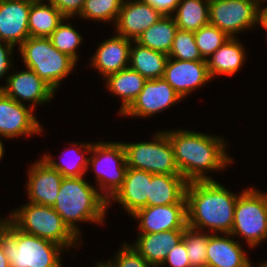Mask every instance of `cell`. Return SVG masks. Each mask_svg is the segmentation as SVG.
Here are the masks:
<instances>
[{
	"label": "cell",
	"instance_id": "obj_39",
	"mask_svg": "<svg viewBox=\"0 0 267 267\" xmlns=\"http://www.w3.org/2000/svg\"><path fill=\"white\" fill-rule=\"evenodd\" d=\"M144 3L151 5L162 15H171L178 6L180 0H142ZM172 12V13H171Z\"/></svg>",
	"mask_w": 267,
	"mask_h": 267
},
{
	"label": "cell",
	"instance_id": "obj_24",
	"mask_svg": "<svg viewBox=\"0 0 267 267\" xmlns=\"http://www.w3.org/2000/svg\"><path fill=\"white\" fill-rule=\"evenodd\" d=\"M245 51L238 39L229 38L217 51L206 59L208 73L212 79L215 75H233L245 62ZM212 57V58H211Z\"/></svg>",
	"mask_w": 267,
	"mask_h": 267
},
{
	"label": "cell",
	"instance_id": "obj_40",
	"mask_svg": "<svg viewBox=\"0 0 267 267\" xmlns=\"http://www.w3.org/2000/svg\"><path fill=\"white\" fill-rule=\"evenodd\" d=\"M14 46L6 43H0V78L7 73L9 70L8 68L11 67V55H12V48Z\"/></svg>",
	"mask_w": 267,
	"mask_h": 267
},
{
	"label": "cell",
	"instance_id": "obj_3",
	"mask_svg": "<svg viewBox=\"0 0 267 267\" xmlns=\"http://www.w3.org/2000/svg\"><path fill=\"white\" fill-rule=\"evenodd\" d=\"M90 186L83 176L64 177L56 202L52 208L60 215L64 223L77 236L80 235L74 222L92 221L103 223L108 200Z\"/></svg>",
	"mask_w": 267,
	"mask_h": 267
},
{
	"label": "cell",
	"instance_id": "obj_46",
	"mask_svg": "<svg viewBox=\"0 0 267 267\" xmlns=\"http://www.w3.org/2000/svg\"><path fill=\"white\" fill-rule=\"evenodd\" d=\"M256 1H257L258 3H259V2H261V3H262V1H266V0H256Z\"/></svg>",
	"mask_w": 267,
	"mask_h": 267
},
{
	"label": "cell",
	"instance_id": "obj_35",
	"mask_svg": "<svg viewBox=\"0 0 267 267\" xmlns=\"http://www.w3.org/2000/svg\"><path fill=\"white\" fill-rule=\"evenodd\" d=\"M114 262L97 263L99 267H154L130 244H124Z\"/></svg>",
	"mask_w": 267,
	"mask_h": 267
},
{
	"label": "cell",
	"instance_id": "obj_19",
	"mask_svg": "<svg viewBox=\"0 0 267 267\" xmlns=\"http://www.w3.org/2000/svg\"><path fill=\"white\" fill-rule=\"evenodd\" d=\"M132 41L120 35L105 40L99 45L92 58V67L99 70L104 78L128 68Z\"/></svg>",
	"mask_w": 267,
	"mask_h": 267
},
{
	"label": "cell",
	"instance_id": "obj_29",
	"mask_svg": "<svg viewBox=\"0 0 267 267\" xmlns=\"http://www.w3.org/2000/svg\"><path fill=\"white\" fill-rule=\"evenodd\" d=\"M175 11L173 18L180 30L195 32L209 24V0H180Z\"/></svg>",
	"mask_w": 267,
	"mask_h": 267
},
{
	"label": "cell",
	"instance_id": "obj_26",
	"mask_svg": "<svg viewBox=\"0 0 267 267\" xmlns=\"http://www.w3.org/2000/svg\"><path fill=\"white\" fill-rule=\"evenodd\" d=\"M107 88L123 99L120 114H123L135 101L143 89L146 79L130 67L106 77Z\"/></svg>",
	"mask_w": 267,
	"mask_h": 267
},
{
	"label": "cell",
	"instance_id": "obj_4",
	"mask_svg": "<svg viewBox=\"0 0 267 267\" xmlns=\"http://www.w3.org/2000/svg\"><path fill=\"white\" fill-rule=\"evenodd\" d=\"M0 244L10 267H61L62 246L24 233L8 219L0 226Z\"/></svg>",
	"mask_w": 267,
	"mask_h": 267
},
{
	"label": "cell",
	"instance_id": "obj_9",
	"mask_svg": "<svg viewBox=\"0 0 267 267\" xmlns=\"http://www.w3.org/2000/svg\"><path fill=\"white\" fill-rule=\"evenodd\" d=\"M153 138L152 142L123 143L127 166L152 174H180L166 132H158Z\"/></svg>",
	"mask_w": 267,
	"mask_h": 267
},
{
	"label": "cell",
	"instance_id": "obj_1",
	"mask_svg": "<svg viewBox=\"0 0 267 267\" xmlns=\"http://www.w3.org/2000/svg\"><path fill=\"white\" fill-rule=\"evenodd\" d=\"M174 150V159L180 174L189 182L214 181L204 175L205 170L217 171L231 163L222 138L194 131H167Z\"/></svg>",
	"mask_w": 267,
	"mask_h": 267
},
{
	"label": "cell",
	"instance_id": "obj_41",
	"mask_svg": "<svg viewBox=\"0 0 267 267\" xmlns=\"http://www.w3.org/2000/svg\"><path fill=\"white\" fill-rule=\"evenodd\" d=\"M259 24L267 30V6L261 9Z\"/></svg>",
	"mask_w": 267,
	"mask_h": 267
},
{
	"label": "cell",
	"instance_id": "obj_13",
	"mask_svg": "<svg viewBox=\"0 0 267 267\" xmlns=\"http://www.w3.org/2000/svg\"><path fill=\"white\" fill-rule=\"evenodd\" d=\"M33 110L0 90V135L14 138L41 132V126L33 115Z\"/></svg>",
	"mask_w": 267,
	"mask_h": 267
},
{
	"label": "cell",
	"instance_id": "obj_21",
	"mask_svg": "<svg viewBox=\"0 0 267 267\" xmlns=\"http://www.w3.org/2000/svg\"><path fill=\"white\" fill-rule=\"evenodd\" d=\"M184 235V230H168L158 233H140L133 246L154 267L162 266L168 253Z\"/></svg>",
	"mask_w": 267,
	"mask_h": 267
},
{
	"label": "cell",
	"instance_id": "obj_47",
	"mask_svg": "<svg viewBox=\"0 0 267 267\" xmlns=\"http://www.w3.org/2000/svg\"><path fill=\"white\" fill-rule=\"evenodd\" d=\"M4 222V219H3V221L2 220H0V226L2 225V223Z\"/></svg>",
	"mask_w": 267,
	"mask_h": 267
},
{
	"label": "cell",
	"instance_id": "obj_6",
	"mask_svg": "<svg viewBox=\"0 0 267 267\" xmlns=\"http://www.w3.org/2000/svg\"><path fill=\"white\" fill-rule=\"evenodd\" d=\"M19 50L26 68L34 71L54 90L76 65L67 54L58 51L49 38L29 37Z\"/></svg>",
	"mask_w": 267,
	"mask_h": 267
},
{
	"label": "cell",
	"instance_id": "obj_38",
	"mask_svg": "<svg viewBox=\"0 0 267 267\" xmlns=\"http://www.w3.org/2000/svg\"><path fill=\"white\" fill-rule=\"evenodd\" d=\"M85 0H49L66 18L79 15Z\"/></svg>",
	"mask_w": 267,
	"mask_h": 267
},
{
	"label": "cell",
	"instance_id": "obj_16",
	"mask_svg": "<svg viewBox=\"0 0 267 267\" xmlns=\"http://www.w3.org/2000/svg\"><path fill=\"white\" fill-rule=\"evenodd\" d=\"M28 174L27 188L30 203L52 207L64 178L62 174L44 158L32 165Z\"/></svg>",
	"mask_w": 267,
	"mask_h": 267
},
{
	"label": "cell",
	"instance_id": "obj_15",
	"mask_svg": "<svg viewBox=\"0 0 267 267\" xmlns=\"http://www.w3.org/2000/svg\"><path fill=\"white\" fill-rule=\"evenodd\" d=\"M163 78L181 98L211 79L206 61L172 60L170 57Z\"/></svg>",
	"mask_w": 267,
	"mask_h": 267
},
{
	"label": "cell",
	"instance_id": "obj_43",
	"mask_svg": "<svg viewBox=\"0 0 267 267\" xmlns=\"http://www.w3.org/2000/svg\"><path fill=\"white\" fill-rule=\"evenodd\" d=\"M3 153H4V147H3L2 142L0 141V160H1L2 156H3Z\"/></svg>",
	"mask_w": 267,
	"mask_h": 267
},
{
	"label": "cell",
	"instance_id": "obj_2",
	"mask_svg": "<svg viewBox=\"0 0 267 267\" xmlns=\"http://www.w3.org/2000/svg\"><path fill=\"white\" fill-rule=\"evenodd\" d=\"M187 226L196 230L210 228L230 234L237 196L218 182H189L185 192Z\"/></svg>",
	"mask_w": 267,
	"mask_h": 267
},
{
	"label": "cell",
	"instance_id": "obj_11",
	"mask_svg": "<svg viewBox=\"0 0 267 267\" xmlns=\"http://www.w3.org/2000/svg\"><path fill=\"white\" fill-rule=\"evenodd\" d=\"M182 99L164 79L146 80L143 89L123 115L146 117L169 108Z\"/></svg>",
	"mask_w": 267,
	"mask_h": 267
},
{
	"label": "cell",
	"instance_id": "obj_30",
	"mask_svg": "<svg viewBox=\"0 0 267 267\" xmlns=\"http://www.w3.org/2000/svg\"><path fill=\"white\" fill-rule=\"evenodd\" d=\"M210 235L199 230L186 227L184 229L183 241L187 251L191 267H207V244Z\"/></svg>",
	"mask_w": 267,
	"mask_h": 267
},
{
	"label": "cell",
	"instance_id": "obj_37",
	"mask_svg": "<svg viewBox=\"0 0 267 267\" xmlns=\"http://www.w3.org/2000/svg\"><path fill=\"white\" fill-rule=\"evenodd\" d=\"M166 263L170 264L169 266L171 267H191L183 240L175 245L173 250L168 253L163 264Z\"/></svg>",
	"mask_w": 267,
	"mask_h": 267
},
{
	"label": "cell",
	"instance_id": "obj_7",
	"mask_svg": "<svg viewBox=\"0 0 267 267\" xmlns=\"http://www.w3.org/2000/svg\"><path fill=\"white\" fill-rule=\"evenodd\" d=\"M79 147L85 148L83 152L87 149L94 153V157L88 159V164L92 163L90 168L95 170L98 187L103 191L102 194L106 191L107 194H104V197L110 204L111 198L122 187L128 168L123 143L98 142L96 144H80Z\"/></svg>",
	"mask_w": 267,
	"mask_h": 267
},
{
	"label": "cell",
	"instance_id": "obj_44",
	"mask_svg": "<svg viewBox=\"0 0 267 267\" xmlns=\"http://www.w3.org/2000/svg\"><path fill=\"white\" fill-rule=\"evenodd\" d=\"M259 267H267V261L265 263L260 264Z\"/></svg>",
	"mask_w": 267,
	"mask_h": 267
},
{
	"label": "cell",
	"instance_id": "obj_27",
	"mask_svg": "<svg viewBox=\"0 0 267 267\" xmlns=\"http://www.w3.org/2000/svg\"><path fill=\"white\" fill-rule=\"evenodd\" d=\"M178 27L172 15H163L134 42L152 50L169 54Z\"/></svg>",
	"mask_w": 267,
	"mask_h": 267
},
{
	"label": "cell",
	"instance_id": "obj_25",
	"mask_svg": "<svg viewBox=\"0 0 267 267\" xmlns=\"http://www.w3.org/2000/svg\"><path fill=\"white\" fill-rule=\"evenodd\" d=\"M43 0H33L28 17L30 37L48 38L66 18L53 4H42Z\"/></svg>",
	"mask_w": 267,
	"mask_h": 267
},
{
	"label": "cell",
	"instance_id": "obj_23",
	"mask_svg": "<svg viewBox=\"0 0 267 267\" xmlns=\"http://www.w3.org/2000/svg\"><path fill=\"white\" fill-rule=\"evenodd\" d=\"M243 248L225 236L210 235L207 244V267H251Z\"/></svg>",
	"mask_w": 267,
	"mask_h": 267
},
{
	"label": "cell",
	"instance_id": "obj_10",
	"mask_svg": "<svg viewBox=\"0 0 267 267\" xmlns=\"http://www.w3.org/2000/svg\"><path fill=\"white\" fill-rule=\"evenodd\" d=\"M259 4L256 0H209V23L229 38L236 37L235 33L259 23Z\"/></svg>",
	"mask_w": 267,
	"mask_h": 267
},
{
	"label": "cell",
	"instance_id": "obj_17",
	"mask_svg": "<svg viewBox=\"0 0 267 267\" xmlns=\"http://www.w3.org/2000/svg\"><path fill=\"white\" fill-rule=\"evenodd\" d=\"M33 0H0V34L3 41L19 46L29 37L28 17Z\"/></svg>",
	"mask_w": 267,
	"mask_h": 267
},
{
	"label": "cell",
	"instance_id": "obj_36",
	"mask_svg": "<svg viewBox=\"0 0 267 267\" xmlns=\"http://www.w3.org/2000/svg\"><path fill=\"white\" fill-rule=\"evenodd\" d=\"M72 153L79 154L78 150L75 148L72 149ZM82 157H80L79 160H76L75 163H64L62 161V164H59L58 162H55L50 155H44V159L57 171H59L63 177H80L84 176L85 172L88 170V159L85 158L83 154H81ZM77 159V158H76ZM64 163V164H63Z\"/></svg>",
	"mask_w": 267,
	"mask_h": 267
},
{
	"label": "cell",
	"instance_id": "obj_12",
	"mask_svg": "<svg viewBox=\"0 0 267 267\" xmlns=\"http://www.w3.org/2000/svg\"><path fill=\"white\" fill-rule=\"evenodd\" d=\"M139 219V233L184 230L187 227L186 203L146 206L133 214Z\"/></svg>",
	"mask_w": 267,
	"mask_h": 267
},
{
	"label": "cell",
	"instance_id": "obj_18",
	"mask_svg": "<svg viewBox=\"0 0 267 267\" xmlns=\"http://www.w3.org/2000/svg\"><path fill=\"white\" fill-rule=\"evenodd\" d=\"M163 15L142 0H124L116 21L117 33L135 41Z\"/></svg>",
	"mask_w": 267,
	"mask_h": 267
},
{
	"label": "cell",
	"instance_id": "obj_45",
	"mask_svg": "<svg viewBox=\"0 0 267 267\" xmlns=\"http://www.w3.org/2000/svg\"><path fill=\"white\" fill-rule=\"evenodd\" d=\"M0 42H1V43H5V42L3 41V38H2V36H1V34H0Z\"/></svg>",
	"mask_w": 267,
	"mask_h": 267
},
{
	"label": "cell",
	"instance_id": "obj_31",
	"mask_svg": "<svg viewBox=\"0 0 267 267\" xmlns=\"http://www.w3.org/2000/svg\"><path fill=\"white\" fill-rule=\"evenodd\" d=\"M124 0H85L80 18H88L93 20H115L119 16V11L121 10Z\"/></svg>",
	"mask_w": 267,
	"mask_h": 267
},
{
	"label": "cell",
	"instance_id": "obj_14",
	"mask_svg": "<svg viewBox=\"0 0 267 267\" xmlns=\"http://www.w3.org/2000/svg\"><path fill=\"white\" fill-rule=\"evenodd\" d=\"M0 90L15 101L22 103V100L31 101V108L36 104H43L52 99L54 89L42 80L34 71L26 69L14 73L7 78L5 87Z\"/></svg>",
	"mask_w": 267,
	"mask_h": 267
},
{
	"label": "cell",
	"instance_id": "obj_20",
	"mask_svg": "<svg viewBox=\"0 0 267 267\" xmlns=\"http://www.w3.org/2000/svg\"><path fill=\"white\" fill-rule=\"evenodd\" d=\"M152 173L128 167L122 187L112 197L131 215L147 206Z\"/></svg>",
	"mask_w": 267,
	"mask_h": 267
},
{
	"label": "cell",
	"instance_id": "obj_22",
	"mask_svg": "<svg viewBox=\"0 0 267 267\" xmlns=\"http://www.w3.org/2000/svg\"><path fill=\"white\" fill-rule=\"evenodd\" d=\"M187 184L188 182L181 174H152L147 206L186 203Z\"/></svg>",
	"mask_w": 267,
	"mask_h": 267
},
{
	"label": "cell",
	"instance_id": "obj_5",
	"mask_svg": "<svg viewBox=\"0 0 267 267\" xmlns=\"http://www.w3.org/2000/svg\"><path fill=\"white\" fill-rule=\"evenodd\" d=\"M10 216L8 220L17 229L29 235L52 241L63 248L72 247L77 242L78 236L52 207L27 203Z\"/></svg>",
	"mask_w": 267,
	"mask_h": 267
},
{
	"label": "cell",
	"instance_id": "obj_33",
	"mask_svg": "<svg viewBox=\"0 0 267 267\" xmlns=\"http://www.w3.org/2000/svg\"><path fill=\"white\" fill-rule=\"evenodd\" d=\"M168 57L183 61H206L195 43L194 32L178 29Z\"/></svg>",
	"mask_w": 267,
	"mask_h": 267
},
{
	"label": "cell",
	"instance_id": "obj_32",
	"mask_svg": "<svg viewBox=\"0 0 267 267\" xmlns=\"http://www.w3.org/2000/svg\"><path fill=\"white\" fill-rule=\"evenodd\" d=\"M195 43L204 60L217 51L229 37L218 27L207 24L194 32Z\"/></svg>",
	"mask_w": 267,
	"mask_h": 267
},
{
	"label": "cell",
	"instance_id": "obj_42",
	"mask_svg": "<svg viewBox=\"0 0 267 267\" xmlns=\"http://www.w3.org/2000/svg\"><path fill=\"white\" fill-rule=\"evenodd\" d=\"M0 267H10L9 260L6 257L1 244H0Z\"/></svg>",
	"mask_w": 267,
	"mask_h": 267
},
{
	"label": "cell",
	"instance_id": "obj_8",
	"mask_svg": "<svg viewBox=\"0 0 267 267\" xmlns=\"http://www.w3.org/2000/svg\"><path fill=\"white\" fill-rule=\"evenodd\" d=\"M246 238L249 246L267 238V194L247 189L238 196L234 210V220L230 234Z\"/></svg>",
	"mask_w": 267,
	"mask_h": 267
},
{
	"label": "cell",
	"instance_id": "obj_34",
	"mask_svg": "<svg viewBox=\"0 0 267 267\" xmlns=\"http://www.w3.org/2000/svg\"><path fill=\"white\" fill-rule=\"evenodd\" d=\"M48 38L58 51L67 54L77 62L76 48L81 43L82 37L70 23L63 24L62 21Z\"/></svg>",
	"mask_w": 267,
	"mask_h": 267
},
{
	"label": "cell",
	"instance_id": "obj_28",
	"mask_svg": "<svg viewBox=\"0 0 267 267\" xmlns=\"http://www.w3.org/2000/svg\"><path fill=\"white\" fill-rule=\"evenodd\" d=\"M168 55L143 47L136 43L130 49V68L137 71L146 80L163 78Z\"/></svg>",
	"mask_w": 267,
	"mask_h": 267
}]
</instances>
